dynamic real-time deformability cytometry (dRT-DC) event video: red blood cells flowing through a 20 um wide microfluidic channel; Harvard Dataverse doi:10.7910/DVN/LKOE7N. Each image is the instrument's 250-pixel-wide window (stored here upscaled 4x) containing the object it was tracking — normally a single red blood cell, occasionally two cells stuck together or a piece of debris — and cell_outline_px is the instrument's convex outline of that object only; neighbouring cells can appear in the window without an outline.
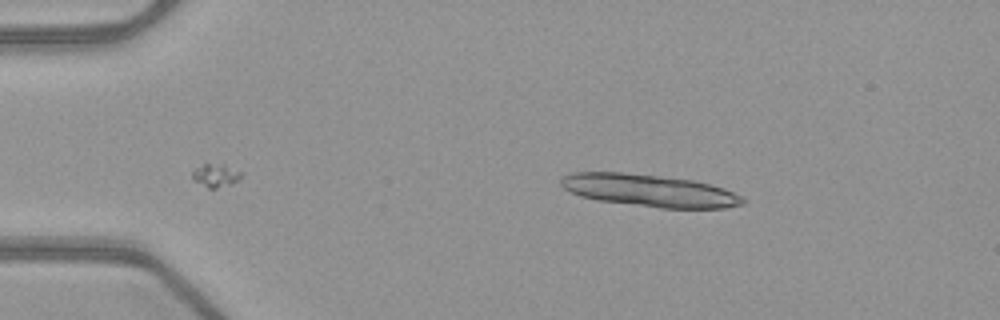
{"species": "common noctule bat (a hibernating species)", "species_latin": "Nyctalus noctula", "temperature_condition": "warm", "stored_images_in_passage": 12, "camera_frame_rate_fps": 3000, "um_per_image_px": 0.085, "animal": {"sex": "female", "body_mass_g": 21.9}, "frame": {"image": 1, "passage_image": 1, "time_ms": 0.0, "image_size_px": [1000, 320], "cell_outline_px": [[744, 204], [724, 208], [660, 208], [596, 200], [580, 196], [568, 192], [560, 184], [560, 176], [572, 172], [620, 172], [692, 180], [724, 188], [740, 196], [744, 200]], "centroid_in_image_um": [55.12, 16.2], "position_along_channel_um": 29.9, "area_um2": 34.1}}